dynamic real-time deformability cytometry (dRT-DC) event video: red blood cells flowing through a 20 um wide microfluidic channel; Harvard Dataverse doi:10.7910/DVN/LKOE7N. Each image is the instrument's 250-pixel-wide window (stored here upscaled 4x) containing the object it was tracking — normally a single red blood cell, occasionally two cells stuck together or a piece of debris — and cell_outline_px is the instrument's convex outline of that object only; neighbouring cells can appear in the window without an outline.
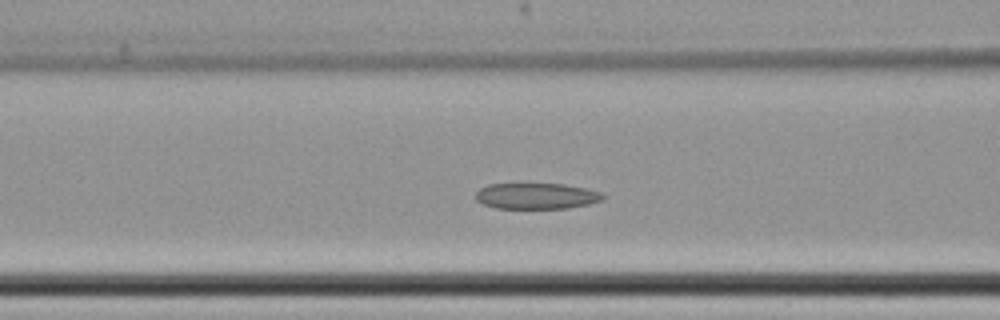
{"species": "common noctule bat (a hibernating species)", "species_latin": "Nyctalus noctula", "temperature_condition": "cold", "stored_images_in_passage": 57, "camera_frame_rate_fps": 3000, "um_per_image_px": 0.085, "animal": {"sex": "female", "body_mass_g": 22.7, "forearm_length_mm": 54.2}, "frame": {"image": 1, "passage_image": 21, "time_ms": 6.667, "image_size_px": [1000, 320], "cell_outline_px": [[604, 200], [588, 204], [568, 208], [496, 208], [484, 204], [476, 200], [476, 192], [480, 188], [488, 184], [564, 184], [584, 188], [600, 192], [604, 196]], "centroid_in_image_um": [45.59, 16.66], "position_along_channel_um": 121.0, "area_um2": 19.13}}
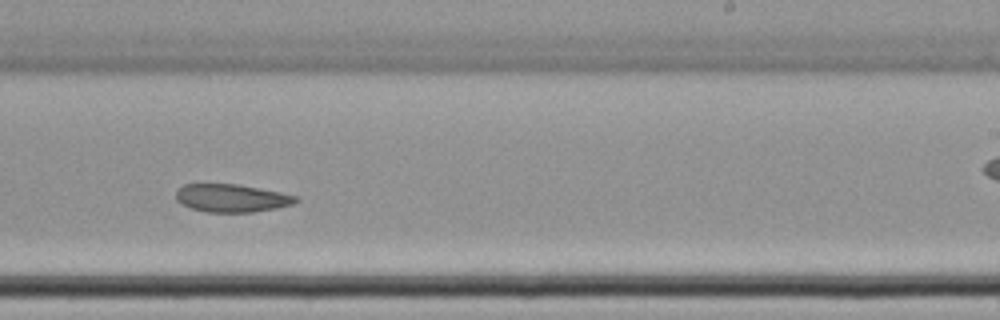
{"frame": {"image": 2, "passage_image": 34, "time_ms": 11.0, "image_size_px": [1000, 320], "cell_outline_px": [[300, 200], [292, 204], [276, 208], [252, 212], [208, 212], [192, 208], [180, 204], [176, 200], [176, 188], [184, 184], [240, 184], [280, 192], [296, 196]], "centroid_in_image_um": [19.66, 16.83], "position_along_channel_um": 269.3, "area_um2": 19.59}}
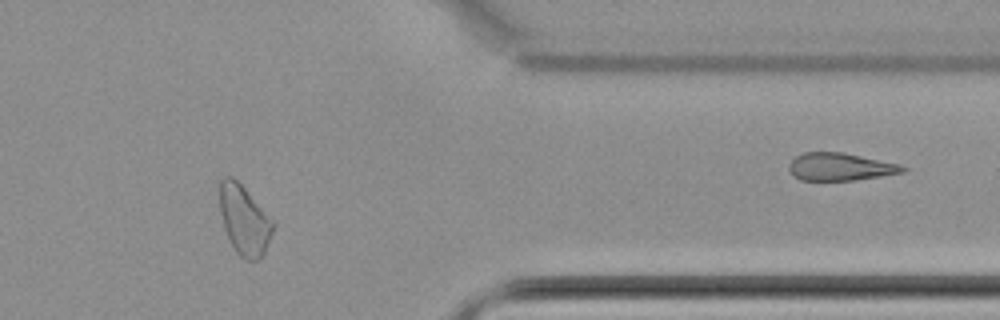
{"frame": {"image": 3, "passage_image": 46, "time_ms": 15.0, "image_size_px": [1000, 320], "cell_outline_px": [[276, 224], [264, 252], [256, 260], [248, 260], [240, 256], [236, 252], [228, 240], [224, 228], [220, 212], [220, 180], [224, 176], [232, 176], [276, 220]], "centroid_in_image_um": [20.78, 18.69], "position_along_channel_um": 390.6, "area_um2": 21.79}}